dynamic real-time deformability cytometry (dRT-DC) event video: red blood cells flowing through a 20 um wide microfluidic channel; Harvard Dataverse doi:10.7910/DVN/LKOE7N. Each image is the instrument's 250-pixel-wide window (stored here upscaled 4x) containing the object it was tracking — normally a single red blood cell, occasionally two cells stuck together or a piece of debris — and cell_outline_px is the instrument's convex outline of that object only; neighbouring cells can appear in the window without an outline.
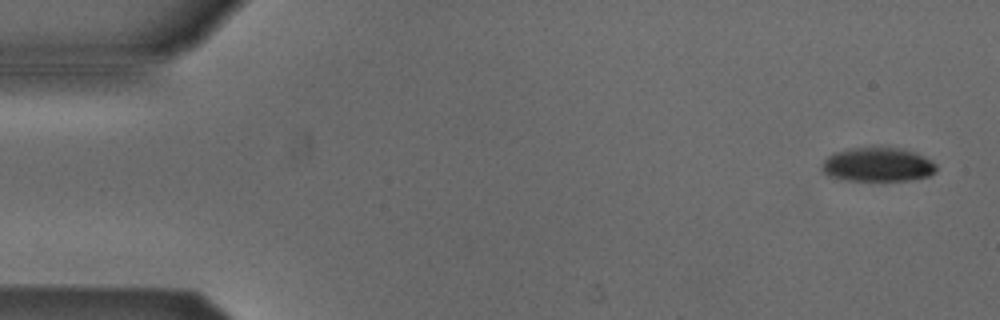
{"species": "Egyptian fruit bat (a non-hibernating species)", "species_latin": "Rousettus aegyptiacus", "temperature_condition": "cold", "stored_images_in_passage": 6, "camera_frame_rate_fps": 3000, "um_per_image_px": 0.085, "animal": {"sex": "male"}, "frame": {"image": 1, "passage_image": 1, "time_ms": 0.0, "image_size_px": [1000, 320], "cell_outline_px": [[936, 172], [928, 176], [908, 180], [848, 180], [828, 176], [820, 168], [820, 164], [828, 156], [836, 152], [848, 148], [904, 148], [916, 152], [932, 160], [936, 164]], "centroid_in_image_um": [74.61, 13.99], "position_along_channel_um": 10.4, "area_um2": 22.72}}
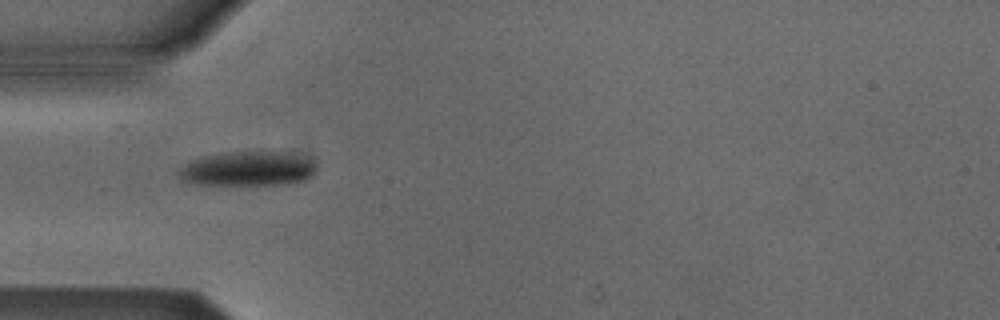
{"frame": {"image": 2, "passage_image": 5, "time_ms": 4.667, "image_size_px": [1000, 320], "cell_outline_px": [[316, 168], [312, 176], [304, 180], [288, 184], [196, 184], [184, 180], [176, 172], [180, 168], [192, 160], [200, 156], [224, 152], [284, 152], [312, 156], [316, 160]], "centroid_in_image_um": [21.15, 14.32], "position_along_channel_um": 63.9, "area_um2": 27.98}}